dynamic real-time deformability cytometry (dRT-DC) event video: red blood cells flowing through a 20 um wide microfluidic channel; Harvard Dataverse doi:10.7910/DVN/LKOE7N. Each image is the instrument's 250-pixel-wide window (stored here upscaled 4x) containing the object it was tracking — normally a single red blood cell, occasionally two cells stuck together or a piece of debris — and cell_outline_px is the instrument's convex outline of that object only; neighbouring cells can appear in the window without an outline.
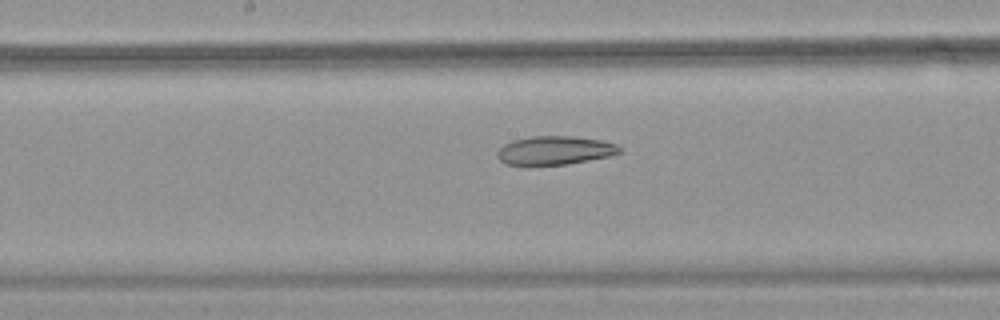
{"species": "common noctule bat (a hibernating species)", "species_latin": "Nyctalus noctula", "temperature_condition": "warm", "stored_images_in_passage": 36, "camera_frame_rate_fps": 3000, "um_per_image_px": 0.085, "animal": {"sex": "female", "body_mass_g": 18.4}, "frame": {"image": 1, "passage_image": 21, "time_ms": 6.667, "image_size_px": [1000, 320], "cell_outline_px": [[624, 148], [620, 152], [608, 156], [568, 164], [528, 168], [524, 168], [504, 164], [496, 156], [496, 152], [504, 144], [512, 140], [532, 136], [572, 136], [600, 140], [616, 144]], "centroid_in_image_um": [47.06, 12.83], "position_along_channel_um": 201.1, "area_um2": 21.21}}